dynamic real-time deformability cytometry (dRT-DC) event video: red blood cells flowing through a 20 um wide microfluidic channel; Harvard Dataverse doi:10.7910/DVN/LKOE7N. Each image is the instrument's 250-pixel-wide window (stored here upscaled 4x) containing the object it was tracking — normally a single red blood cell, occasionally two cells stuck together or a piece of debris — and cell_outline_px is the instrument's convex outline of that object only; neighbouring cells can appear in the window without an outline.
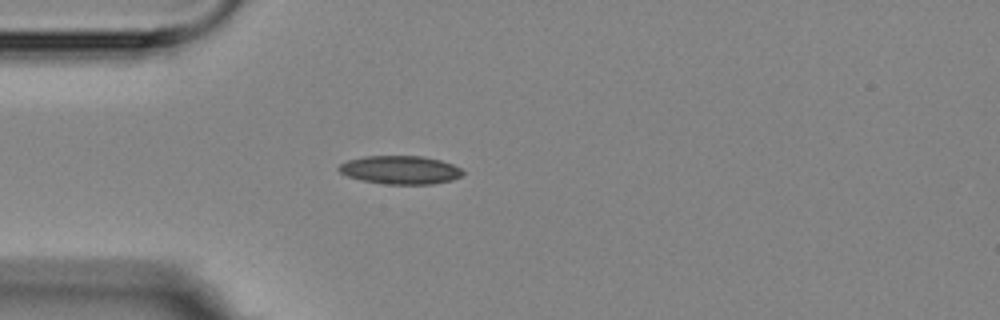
{"species": "Egyptian fruit bat (a non-hibernating species)", "species_latin": "Rousettus aegyptiacus", "temperature_condition": "room temperature", "stored_images_in_passage": 2, "camera_frame_rate_fps": 3000, "um_per_image_px": 0.085, "animal": {"sex": "female"}, "frame": {"image": 1, "passage_image": 1, "time_ms": 0.0, "image_size_px": [1000, 320], "cell_outline_px": [[464, 172], [460, 176], [452, 180], [432, 184], [384, 184], [360, 180], [348, 176], [340, 172], [336, 168], [340, 164], [348, 160], [364, 156], [424, 156], [440, 160], [452, 164], [460, 168]], "centroid_in_image_um": [34.0, 14.44], "position_along_channel_um": 51.0, "area_um2": 20.52}}